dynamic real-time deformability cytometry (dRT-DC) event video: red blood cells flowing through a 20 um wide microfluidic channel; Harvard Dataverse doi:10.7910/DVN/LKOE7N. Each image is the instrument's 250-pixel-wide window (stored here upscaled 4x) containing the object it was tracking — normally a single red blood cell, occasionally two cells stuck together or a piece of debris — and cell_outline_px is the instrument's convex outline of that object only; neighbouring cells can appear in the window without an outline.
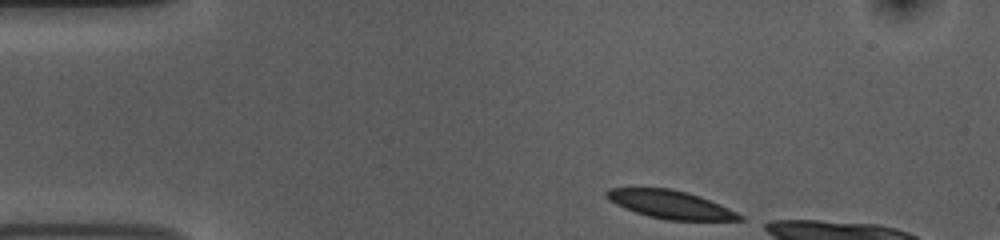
{"species": "common noctule bat (a hibernating species)", "species_latin": "Nyctalus noctula", "temperature_condition": "room temperature", "stored_images_in_passage": 39, "camera_frame_rate_fps": 3000, "um_per_image_px": 0.085, "animal": {"sex": "female", "body_mass_g": 10.0, "forearm_length_mm": 53.1}, "frame": {"image": 1, "passage_image": 1, "time_ms": 0.0, "image_size_px": [1000, 240], "cell_outline_px": [[744, 220], [668, 220], [648, 216], [624, 208], [608, 200], [604, 192], [608, 188], [672, 188], [688, 192], [720, 204], [744, 216]], "centroid_in_image_um": [56.96, 17.37], "position_along_channel_um": 28.0, "area_um2": 21.73}}
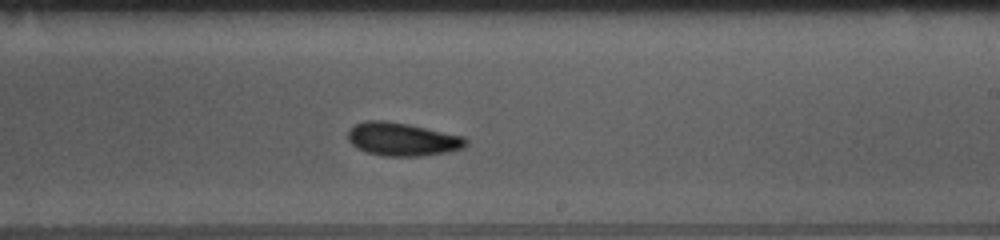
{"frame": {"image": 2, "passage_image": 24, "time_ms": 7.667, "image_size_px": [1000, 240], "cell_outline_px": [[468, 144], [464, 148], [448, 152], [420, 156], [384, 156], [368, 152], [356, 148], [348, 140], [348, 128], [364, 120], [384, 120], [408, 124], [464, 136], [468, 140]], "centroid_in_image_um": [34.2, 11.83], "position_along_channel_um": 254.8, "area_um2": 23.0}}
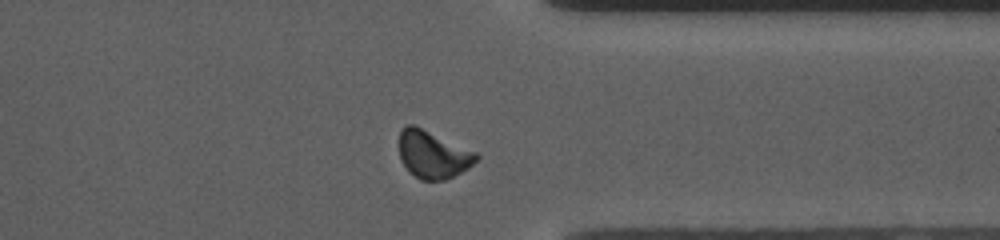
{"frame": {"image": 3, "passage_image": 34, "time_ms": 11.0, "image_size_px": [1000, 240], "cell_outline_px": [[480, 156], [468, 168], [444, 180], [420, 180], [408, 172], [400, 156], [400, 128], [404, 124], [416, 124], [476, 152]], "centroid_in_image_um": [36.77, 13.1], "position_along_channel_um": 374.6, "area_um2": 21.5}, "authors_computed_cell_mechanics": {"area_um2": 22.4842, "velocity_mm_per_s": 3.7082, "shape_relaxation_time_tau1_ms": 3.1847, "shape_relaxation_time_tau2_ms": 9.1428, "deformation_change_tau1": 0.1026, "deformation_change_tau2": 0.1238}}